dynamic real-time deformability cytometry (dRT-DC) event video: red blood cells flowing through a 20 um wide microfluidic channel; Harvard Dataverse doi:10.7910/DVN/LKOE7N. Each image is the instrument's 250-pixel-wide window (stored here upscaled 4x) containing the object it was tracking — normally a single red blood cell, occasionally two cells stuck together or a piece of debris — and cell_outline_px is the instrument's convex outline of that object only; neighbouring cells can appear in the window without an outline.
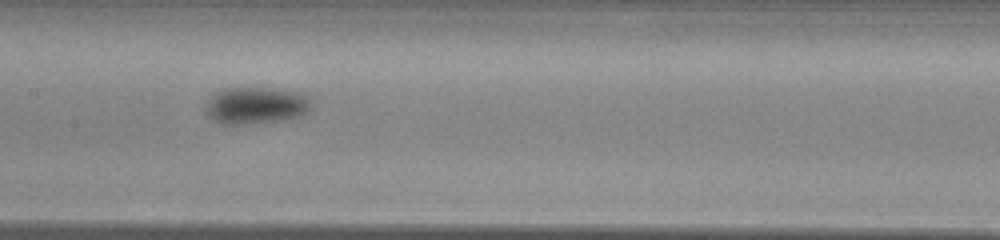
{"species": "common noctule bat (a hibernating species)", "species_latin": "Nyctalus noctula", "temperature_condition": "warm", "stored_images_in_passage": 33, "camera_frame_rate_fps": 3000, "um_per_image_px": 0.085, "animal": {"sex": "male", "body_mass_g": 13.0, "forearm_length_mm": 53.1}, "frame": {"image": 1, "passage_image": 10, "time_ms": 3.0, "image_size_px": [1000, 240], "cell_outline_px": [[312, 100], [308, 112], [280, 120], [248, 124], [220, 124], [208, 116], [204, 108], [208, 100], [216, 92], [224, 88], [264, 88], [304, 92]], "centroid_in_image_um": [21.73, 8.95], "position_along_channel_um": 185.7, "area_um2": 22.72}}
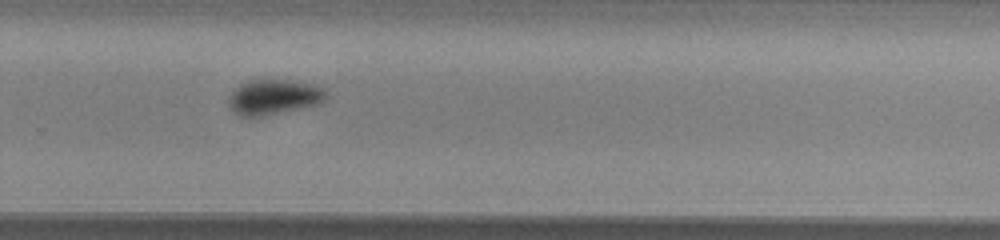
{"frame": {"image": 2, "passage_image": 19, "time_ms": 6.0, "image_size_px": [1000, 240], "cell_outline_px": [[328, 96], [324, 100], [316, 104], [252, 120], [240, 116], [232, 112], [228, 104], [228, 96], [240, 84], [248, 80], [288, 80], [312, 84], [324, 88]], "centroid_in_image_um": [23.2, 8.29], "position_along_channel_um": 306.6, "area_um2": 20.46}, "authors_computed_cell_mechanics": {"area_um2": 20.4612, "velocity_mm_per_s": 4.0414, "shape_relaxation_time_tau1_ms": 2.2794, "shape_relaxation_time_tau2_ms": null, "deformation_change_tau1": 0.1022, "deformation_change_tau2": null}}